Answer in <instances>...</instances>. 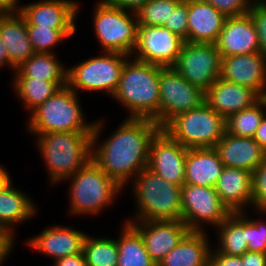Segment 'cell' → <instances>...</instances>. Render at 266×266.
<instances>
[{"mask_svg":"<svg viewBox=\"0 0 266 266\" xmlns=\"http://www.w3.org/2000/svg\"><path fill=\"white\" fill-rule=\"evenodd\" d=\"M87 234L73 226L51 225L38 235L26 239L27 247L43 255L57 259L82 253L84 240Z\"/></svg>","mask_w":266,"mask_h":266,"instance_id":"18","label":"cell"},{"mask_svg":"<svg viewBox=\"0 0 266 266\" xmlns=\"http://www.w3.org/2000/svg\"><path fill=\"white\" fill-rule=\"evenodd\" d=\"M9 67V55L7 49L0 38V69Z\"/></svg>","mask_w":266,"mask_h":266,"instance_id":"49","label":"cell"},{"mask_svg":"<svg viewBox=\"0 0 266 266\" xmlns=\"http://www.w3.org/2000/svg\"><path fill=\"white\" fill-rule=\"evenodd\" d=\"M214 6L226 17H239L246 15L250 9V0H203Z\"/></svg>","mask_w":266,"mask_h":266,"instance_id":"40","label":"cell"},{"mask_svg":"<svg viewBox=\"0 0 266 266\" xmlns=\"http://www.w3.org/2000/svg\"><path fill=\"white\" fill-rule=\"evenodd\" d=\"M241 260L243 266H266V253L246 251Z\"/></svg>","mask_w":266,"mask_h":266,"instance_id":"43","label":"cell"},{"mask_svg":"<svg viewBox=\"0 0 266 266\" xmlns=\"http://www.w3.org/2000/svg\"><path fill=\"white\" fill-rule=\"evenodd\" d=\"M216 46L222 58L260 52L258 35L250 16L227 17Z\"/></svg>","mask_w":266,"mask_h":266,"instance_id":"19","label":"cell"},{"mask_svg":"<svg viewBox=\"0 0 266 266\" xmlns=\"http://www.w3.org/2000/svg\"><path fill=\"white\" fill-rule=\"evenodd\" d=\"M50 184L63 183L91 159L92 132L34 134ZM37 135V136H36Z\"/></svg>","mask_w":266,"mask_h":266,"instance_id":"3","label":"cell"},{"mask_svg":"<svg viewBox=\"0 0 266 266\" xmlns=\"http://www.w3.org/2000/svg\"><path fill=\"white\" fill-rule=\"evenodd\" d=\"M12 184L0 190V227L15 235L14 227L30 221L37 213V208L25 192Z\"/></svg>","mask_w":266,"mask_h":266,"instance_id":"27","label":"cell"},{"mask_svg":"<svg viewBox=\"0 0 266 266\" xmlns=\"http://www.w3.org/2000/svg\"><path fill=\"white\" fill-rule=\"evenodd\" d=\"M187 149L161 129L151 140L147 168L182 187L185 184Z\"/></svg>","mask_w":266,"mask_h":266,"instance_id":"14","label":"cell"},{"mask_svg":"<svg viewBox=\"0 0 266 266\" xmlns=\"http://www.w3.org/2000/svg\"><path fill=\"white\" fill-rule=\"evenodd\" d=\"M266 115V97L250 108L236 112L225 120L226 132L237 137H254Z\"/></svg>","mask_w":266,"mask_h":266,"instance_id":"32","label":"cell"},{"mask_svg":"<svg viewBox=\"0 0 266 266\" xmlns=\"http://www.w3.org/2000/svg\"><path fill=\"white\" fill-rule=\"evenodd\" d=\"M130 224L142 236L146 251L157 265L190 231L182 220L131 221Z\"/></svg>","mask_w":266,"mask_h":266,"instance_id":"15","label":"cell"},{"mask_svg":"<svg viewBox=\"0 0 266 266\" xmlns=\"http://www.w3.org/2000/svg\"><path fill=\"white\" fill-rule=\"evenodd\" d=\"M130 186L137 210L135 216L125 222L182 220L181 186L168 182L148 168L142 170Z\"/></svg>","mask_w":266,"mask_h":266,"instance_id":"4","label":"cell"},{"mask_svg":"<svg viewBox=\"0 0 266 266\" xmlns=\"http://www.w3.org/2000/svg\"><path fill=\"white\" fill-rule=\"evenodd\" d=\"M109 238L86 235L82 252L87 266H117V242Z\"/></svg>","mask_w":266,"mask_h":266,"instance_id":"33","label":"cell"},{"mask_svg":"<svg viewBox=\"0 0 266 266\" xmlns=\"http://www.w3.org/2000/svg\"><path fill=\"white\" fill-rule=\"evenodd\" d=\"M209 266H243L241 256H230L223 253H211Z\"/></svg>","mask_w":266,"mask_h":266,"instance_id":"42","label":"cell"},{"mask_svg":"<svg viewBox=\"0 0 266 266\" xmlns=\"http://www.w3.org/2000/svg\"><path fill=\"white\" fill-rule=\"evenodd\" d=\"M159 92V116L154 121L161 129L175 116L205 102V92L191 85L173 67L161 66Z\"/></svg>","mask_w":266,"mask_h":266,"instance_id":"10","label":"cell"},{"mask_svg":"<svg viewBox=\"0 0 266 266\" xmlns=\"http://www.w3.org/2000/svg\"><path fill=\"white\" fill-rule=\"evenodd\" d=\"M162 130L174 141L190 148H214L223 137L225 119L206 102L172 118Z\"/></svg>","mask_w":266,"mask_h":266,"instance_id":"7","label":"cell"},{"mask_svg":"<svg viewBox=\"0 0 266 266\" xmlns=\"http://www.w3.org/2000/svg\"><path fill=\"white\" fill-rule=\"evenodd\" d=\"M247 14L255 26L260 53L266 58V1L252 2Z\"/></svg>","mask_w":266,"mask_h":266,"instance_id":"38","label":"cell"},{"mask_svg":"<svg viewBox=\"0 0 266 266\" xmlns=\"http://www.w3.org/2000/svg\"><path fill=\"white\" fill-rule=\"evenodd\" d=\"M205 231H189L157 266H209L210 243Z\"/></svg>","mask_w":266,"mask_h":266,"instance_id":"26","label":"cell"},{"mask_svg":"<svg viewBox=\"0 0 266 266\" xmlns=\"http://www.w3.org/2000/svg\"><path fill=\"white\" fill-rule=\"evenodd\" d=\"M122 229V231H121ZM118 240L117 266H157V263L146 251L140 233L127 222H123Z\"/></svg>","mask_w":266,"mask_h":266,"instance_id":"30","label":"cell"},{"mask_svg":"<svg viewBox=\"0 0 266 266\" xmlns=\"http://www.w3.org/2000/svg\"><path fill=\"white\" fill-rule=\"evenodd\" d=\"M114 6L123 10L137 12L140 10L149 0H109Z\"/></svg>","mask_w":266,"mask_h":266,"instance_id":"44","label":"cell"},{"mask_svg":"<svg viewBox=\"0 0 266 266\" xmlns=\"http://www.w3.org/2000/svg\"><path fill=\"white\" fill-rule=\"evenodd\" d=\"M214 149L225 167L253 172L266 161V151L252 137H237L225 131Z\"/></svg>","mask_w":266,"mask_h":266,"instance_id":"21","label":"cell"},{"mask_svg":"<svg viewBox=\"0 0 266 266\" xmlns=\"http://www.w3.org/2000/svg\"><path fill=\"white\" fill-rule=\"evenodd\" d=\"M93 26L103 52H118L131 56L137 40L138 20L135 12L100 0L94 7Z\"/></svg>","mask_w":266,"mask_h":266,"instance_id":"8","label":"cell"},{"mask_svg":"<svg viewBox=\"0 0 266 266\" xmlns=\"http://www.w3.org/2000/svg\"><path fill=\"white\" fill-rule=\"evenodd\" d=\"M182 221L190 231H206L202 227H218L230 215L229 209L213 187L184 184L181 187Z\"/></svg>","mask_w":266,"mask_h":266,"instance_id":"11","label":"cell"},{"mask_svg":"<svg viewBox=\"0 0 266 266\" xmlns=\"http://www.w3.org/2000/svg\"><path fill=\"white\" fill-rule=\"evenodd\" d=\"M215 190L231 213L243 212L252 207V172L224 166Z\"/></svg>","mask_w":266,"mask_h":266,"instance_id":"23","label":"cell"},{"mask_svg":"<svg viewBox=\"0 0 266 266\" xmlns=\"http://www.w3.org/2000/svg\"><path fill=\"white\" fill-rule=\"evenodd\" d=\"M261 97L250 88L218 78L205 92V102L225 120L250 108Z\"/></svg>","mask_w":266,"mask_h":266,"instance_id":"20","label":"cell"},{"mask_svg":"<svg viewBox=\"0 0 266 266\" xmlns=\"http://www.w3.org/2000/svg\"><path fill=\"white\" fill-rule=\"evenodd\" d=\"M12 82L15 94L29 113L67 85V82H47L35 78H14Z\"/></svg>","mask_w":266,"mask_h":266,"instance_id":"31","label":"cell"},{"mask_svg":"<svg viewBox=\"0 0 266 266\" xmlns=\"http://www.w3.org/2000/svg\"><path fill=\"white\" fill-rule=\"evenodd\" d=\"M130 58L112 98L128 109L126 118L155 120L159 116L161 66Z\"/></svg>","mask_w":266,"mask_h":266,"instance_id":"2","label":"cell"},{"mask_svg":"<svg viewBox=\"0 0 266 266\" xmlns=\"http://www.w3.org/2000/svg\"><path fill=\"white\" fill-rule=\"evenodd\" d=\"M83 113L78 94L66 85L30 113L27 131L31 135L92 132L94 122H88Z\"/></svg>","mask_w":266,"mask_h":266,"instance_id":"6","label":"cell"},{"mask_svg":"<svg viewBox=\"0 0 266 266\" xmlns=\"http://www.w3.org/2000/svg\"><path fill=\"white\" fill-rule=\"evenodd\" d=\"M252 209L266 215V161L252 172Z\"/></svg>","mask_w":266,"mask_h":266,"instance_id":"37","label":"cell"},{"mask_svg":"<svg viewBox=\"0 0 266 266\" xmlns=\"http://www.w3.org/2000/svg\"><path fill=\"white\" fill-rule=\"evenodd\" d=\"M0 6L7 12H20L22 6L19 4V0H0Z\"/></svg>","mask_w":266,"mask_h":266,"instance_id":"47","label":"cell"},{"mask_svg":"<svg viewBox=\"0 0 266 266\" xmlns=\"http://www.w3.org/2000/svg\"><path fill=\"white\" fill-rule=\"evenodd\" d=\"M16 236L13 235L9 230L0 227V266L4 264L3 262L9 258L12 248H14V243Z\"/></svg>","mask_w":266,"mask_h":266,"instance_id":"41","label":"cell"},{"mask_svg":"<svg viewBox=\"0 0 266 266\" xmlns=\"http://www.w3.org/2000/svg\"><path fill=\"white\" fill-rule=\"evenodd\" d=\"M243 213L246 215L247 251L266 253V219H252L246 210Z\"/></svg>","mask_w":266,"mask_h":266,"instance_id":"36","label":"cell"},{"mask_svg":"<svg viewBox=\"0 0 266 266\" xmlns=\"http://www.w3.org/2000/svg\"><path fill=\"white\" fill-rule=\"evenodd\" d=\"M59 60L55 53H34L14 71L12 78L67 82V67Z\"/></svg>","mask_w":266,"mask_h":266,"instance_id":"28","label":"cell"},{"mask_svg":"<svg viewBox=\"0 0 266 266\" xmlns=\"http://www.w3.org/2000/svg\"><path fill=\"white\" fill-rule=\"evenodd\" d=\"M0 38L9 55V69L15 71L35 52L29 39L27 21L20 12H7L0 18Z\"/></svg>","mask_w":266,"mask_h":266,"instance_id":"24","label":"cell"},{"mask_svg":"<svg viewBox=\"0 0 266 266\" xmlns=\"http://www.w3.org/2000/svg\"><path fill=\"white\" fill-rule=\"evenodd\" d=\"M188 0H182L173 11L169 21L164 24L172 33L179 35L181 38L188 42Z\"/></svg>","mask_w":266,"mask_h":266,"instance_id":"39","label":"cell"},{"mask_svg":"<svg viewBox=\"0 0 266 266\" xmlns=\"http://www.w3.org/2000/svg\"><path fill=\"white\" fill-rule=\"evenodd\" d=\"M184 43L183 38L164 26H138L136 45L130 57L149 64L173 67Z\"/></svg>","mask_w":266,"mask_h":266,"instance_id":"13","label":"cell"},{"mask_svg":"<svg viewBox=\"0 0 266 266\" xmlns=\"http://www.w3.org/2000/svg\"><path fill=\"white\" fill-rule=\"evenodd\" d=\"M102 121H94L91 158L120 187H127L147 168L151 140L161 128L154 120L126 118L99 144Z\"/></svg>","mask_w":266,"mask_h":266,"instance_id":"1","label":"cell"},{"mask_svg":"<svg viewBox=\"0 0 266 266\" xmlns=\"http://www.w3.org/2000/svg\"><path fill=\"white\" fill-rule=\"evenodd\" d=\"M220 78L266 97V58L260 52L223 57Z\"/></svg>","mask_w":266,"mask_h":266,"instance_id":"16","label":"cell"},{"mask_svg":"<svg viewBox=\"0 0 266 266\" xmlns=\"http://www.w3.org/2000/svg\"><path fill=\"white\" fill-rule=\"evenodd\" d=\"M8 172L9 171L0 164V190H3L13 182Z\"/></svg>","mask_w":266,"mask_h":266,"instance_id":"48","label":"cell"},{"mask_svg":"<svg viewBox=\"0 0 266 266\" xmlns=\"http://www.w3.org/2000/svg\"><path fill=\"white\" fill-rule=\"evenodd\" d=\"M253 138L266 151V115L263 117Z\"/></svg>","mask_w":266,"mask_h":266,"instance_id":"46","label":"cell"},{"mask_svg":"<svg viewBox=\"0 0 266 266\" xmlns=\"http://www.w3.org/2000/svg\"><path fill=\"white\" fill-rule=\"evenodd\" d=\"M104 54V55H103ZM67 68V85L75 92L100 91L113 96L122 68L130 57L118 52H104Z\"/></svg>","mask_w":266,"mask_h":266,"instance_id":"9","label":"cell"},{"mask_svg":"<svg viewBox=\"0 0 266 266\" xmlns=\"http://www.w3.org/2000/svg\"><path fill=\"white\" fill-rule=\"evenodd\" d=\"M251 2H256V1H258V2H260V1H266V0H250Z\"/></svg>","mask_w":266,"mask_h":266,"instance_id":"51","label":"cell"},{"mask_svg":"<svg viewBox=\"0 0 266 266\" xmlns=\"http://www.w3.org/2000/svg\"><path fill=\"white\" fill-rule=\"evenodd\" d=\"M80 2L75 0H40L23 4L20 13L27 25L51 29H76Z\"/></svg>","mask_w":266,"mask_h":266,"instance_id":"17","label":"cell"},{"mask_svg":"<svg viewBox=\"0 0 266 266\" xmlns=\"http://www.w3.org/2000/svg\"><path fill=\"white\" fill-rule=\"evenodd\" d=\"M224 165L214 148L187 149L185 184L215 188Z\"/></svg>","mask_w":266,"mask_h":266,"instance_id":"25","label":"cell"},{"mask_svg":"<svg viewBox=\"0 0 266 266\" xmlns=\"http://www.w3.org/2000/svg\"><path fill=\"white\" fill-rule=\"evenodd\" d=\"M221 60L216 44L185 42L173 68L206 92L221 75Z\"/></svg>","mask_w":266,"mask_h":266,"instance_id":"12","label":"cell"},{"mask_svg":"<svg viewBox=\"0 0 266 266\" xmlns=\"http://www.w3.org/2000/svg\"><path fill=\"white\" fill-rule=\"evenodd\" d=\"M6 12L2 9V7L0 6V18L5 14Z\"/></svg>","mask_w":266,"mask_h":266,"instance_id":"50","label":"cell"},{"mask_svg":"<svg viewBox=\"0 0 266 266\" xmlns=\"http://www.w3.org/2000/svg\"><path fill=\"white\" fill-rule=\"evenodd\" d=\"M70 181L69 214L90 216L101 213L107 206L116 201L123 191L92 158L73 176L63 182Z\"/></svg>","mask_w":266,"mask_h":266,"instance_id":"5","label":"cell"},{"mask_svg":"<svg viewBox=\"0 0 266 266\" xmlns=\"http://www.w3.org/2000/svg\"><path fill=\"white\" fill-rule=\"evenodd\" d=\"M182 0H149L136 12L138 26H164Z\"/></svg>","mask_w":266,"mask_h":266,"instance_id":"35","label":"cell"},{"mask_svg":"<svg viewBox=\"0 0 266 266\" xmlns=\"http://www.w3.org/2000/svg\"><path fill=\"white\" fill-rule=\"evenodd\" d=\"M226 16L203 0H188V42L216 44Z\"/></svg>","mask_w":266,"mask_h":266,"instance_id":"22","label":"cell"},{"mask_svg":"<svg viewBox=\"0 0 266 266\" xmlns=\"http://www.w3.org/2000/svg\"><path fill=\"white\" fill-rule=\"evenodd\" d=\"M216 230L219 244L211 253L241 256L247 251L246 215L243 212L231 213Z\"/></svg>","mask_w":266,"mask_h":266,"instance_id":"29","label":"cell"},{"mask_svg":"<svg viewBox=\"0 0 266 266\" xmlns=\"http://www.w3.org/2000/svg\"><path fill=\"white\" fill-rule=\"evenodd\" d=\"M53 264L54 266H87L83 252L57 259Z\"/></svg>","mask_w":266,"mask_h":266,"instance_id":"45","label":"cell"},{"mask_svg":"<svg viewBox=\"0 0 266 266\" xmlns=\"http://www.w3.org/2000/svg\"><path fill=\"white\" fill-rule=\"evenodd\" d=\"M27 30L35 53H55L53 49L77 31V29H51L37 25H27Z\"/></svg>","mask_w":266,"mask_h":266,"instance_id":"34","label":"cell"}]
</instances>
